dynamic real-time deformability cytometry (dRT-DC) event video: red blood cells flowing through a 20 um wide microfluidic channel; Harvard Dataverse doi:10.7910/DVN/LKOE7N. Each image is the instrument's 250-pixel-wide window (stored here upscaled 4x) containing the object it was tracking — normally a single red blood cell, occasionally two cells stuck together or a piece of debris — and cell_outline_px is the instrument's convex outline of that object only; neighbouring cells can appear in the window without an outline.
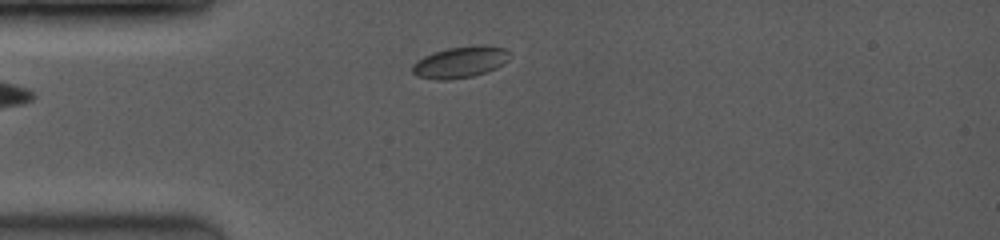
{"species": "common noctule bat (a hibernating species)", "species_latin": "Nyctalus noctula", "temperature_condition": "room temperature", "stored_images_in_passage": 17, "camera_frame_rate_fps": 3500, "um_per_image_px": 0.085, "animal": {"sex": "female", "body_mass_g": 19.0, "forearm_length_mm": 53.3}, "frame": {"image": 1, "passage_image": 3, "time_ms": 0.857, "image_size_px": [1000, 240], "cell_outline_px": [[508, 60], [496, 68], [472, 76], [452, 80], [436, 80], [416, 76], [412, 72], [412, 64], [416, 60], [424, 56], [448, 48], [476, 44], [488, 44], [504, 48], [508, 52]], "centroid_in_image_um": [39.09, 5.27], "position_along_channel_um": 45.9, "area_um2": 17.92}}
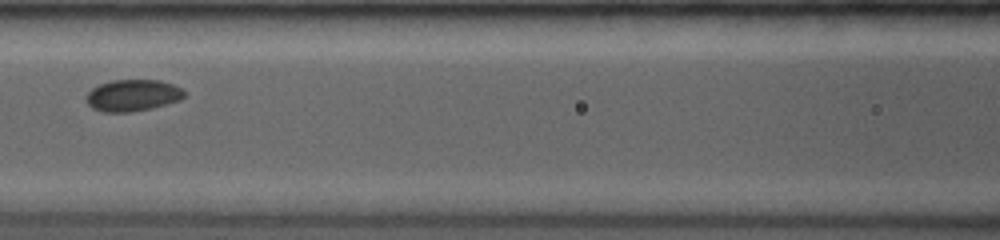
{"frame": {"image": 2, "passage_image": 9, "time_ms": 4.0, "image_size_px": [1000, 240], "cell_outline_px": [[184, 96], [180, 100], [152, 108], [128, 112], [104, 112], [92, 108], [88, 104], [88, 92], [92, 88], [100, 84], [112, 80], [160, 80], [172, 84], [180, 88], [184, 92]], "centroid_in_image_um": [11.28, 8.1], "position_along_channel_um": 155.3, "area_um2": 17.86}}
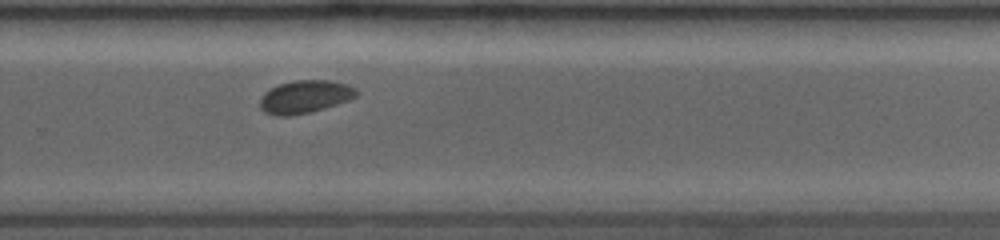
{"frame": {"image": 3, "passage_image": 17, "time_ms": 7.714, "image_size_px": [1000, 240], "cell_outline_px": [[356, 96], [348, 100], [312, 112], [288, 116], [276, 116], [264, 112], [260, 108], [260, 96], [264, 92], [280, 84], [292, 80], [332, 80], [348, 84], [356, 88]], "centroid_in_image_um": [25.89, 8.22], "position_along_channel_um": 303.9, "area_um2": 18.55}}